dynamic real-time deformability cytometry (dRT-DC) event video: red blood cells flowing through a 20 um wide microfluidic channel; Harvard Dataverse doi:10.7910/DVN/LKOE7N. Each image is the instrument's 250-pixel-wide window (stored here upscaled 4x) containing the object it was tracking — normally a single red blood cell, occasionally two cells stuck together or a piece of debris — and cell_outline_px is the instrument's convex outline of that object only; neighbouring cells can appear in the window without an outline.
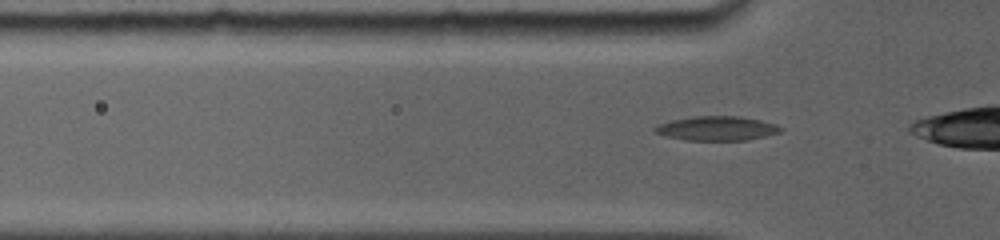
{"species": "common noctule bat (a hibernating species)", "species_latin": "Nyctalus noctula", "temperature_condition": "room temperature", "stored_images_in_passage": 44, "camera_frame_rate_fps": 5000, "um_per_image_px": 0.085, "animal": {"sex": "female", "body_mass_g": 19.0, "forearm_length_mm": 56.7}, "frame": {"image": 1, "passage_image": 4, "time_ms": 0.6, "image_size_px": [1000, 240], "cell_outline_px": [[784, 128], [780, 132], [748, 140], [684, 140], [664, 136], [652, 132], [652, 128], [656, 124], [672, 120], [692, 116], [740, 116], [760, 120], [776, 124]], "centroid_in_image_um": [60.87, 10.91], "position_along_channel_um": 64.9, "area_um2": 18.03}}
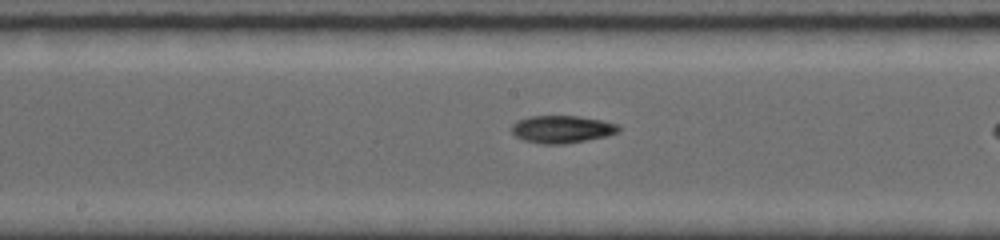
{"frame": {"image": 2, "passage_image": 18, "time_ms": 4.0, "image_size_px": [1000, 240], "cell_outline_px": [[620, 132], [608, 136], [564, 144], [540, 144], [524, 140], [516, 136], [512, 132], [512, 124], [516, 120], [528, 116], [580, 116], [600, 120], [616, 124], [620, 128]], "centroid_in_image_um": [47.75, 10.98], "position_along_channel_um": 200.4, "area_um2": 17.22}}
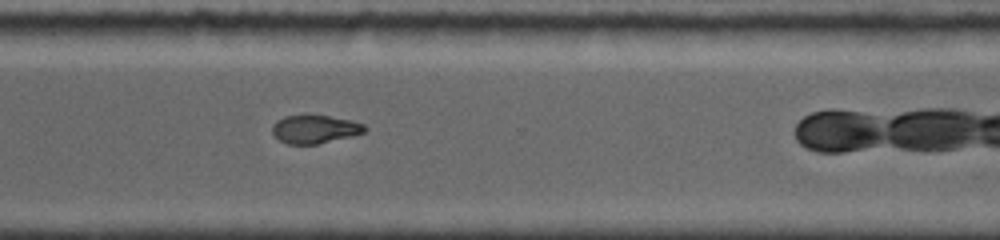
{"frame": {"image": 3, "passage_image": 31, "time_ms": 7.6, "image_size_px": [1000, 240], "cell_outline_px": [[368, 128], [364, 132], [352, 136], [316, 144], [288, 144], [280, 140], [272, 132], [272, 124], [276, 120], [284, 116], [328, 116], [352, 120], [364, 124]], "centroid_in_image_um": [26.77, 10.98], "position_along_channel_um": 343.8, "area_um2": 15.09}, "authors_computed_cell_mechanics": {"area_um2": 16.4441, "velocity_mm_per_s": 3.9872, "shape_relaxation_time_tau1_ms": null, "shape_relaxation_time_tau2_ms": 1.9494, "deformation_change_tau1": null, "deformation_change_tau2": 0.0559}}